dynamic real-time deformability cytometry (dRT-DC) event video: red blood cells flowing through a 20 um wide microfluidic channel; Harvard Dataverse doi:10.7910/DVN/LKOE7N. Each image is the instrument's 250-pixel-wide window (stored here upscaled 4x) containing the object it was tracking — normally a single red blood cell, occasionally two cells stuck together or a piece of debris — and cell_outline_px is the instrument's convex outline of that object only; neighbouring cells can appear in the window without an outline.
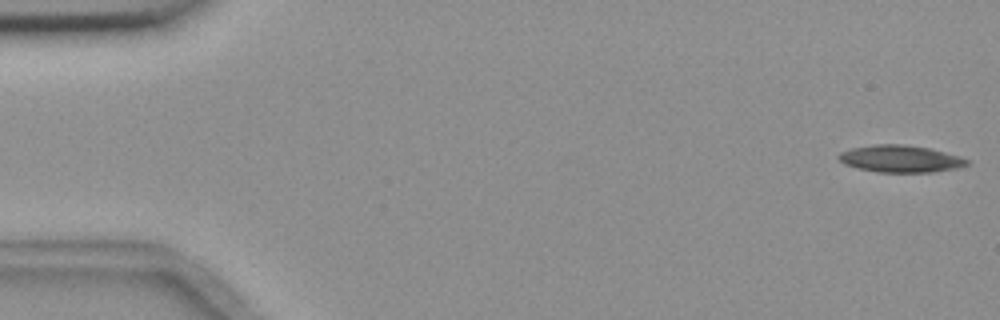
{"species": "common noctule bat (a hibernating species)", "species_latin": "Nyctalus noctula", "temperature_condition": "room temperature", "stored_images_in_passage": 4, "camera_frame_rate_fps": 3000, "um_per_image_px": 0.085, "animal": {"sex": "female", "body_mass_g": 18.4}, "frame": {"image": 1, "passage_image": 1, "time_ms": 0.0, "image_size_px": [1000, 320], "cell_outline_px": [[968, 164], [956, 168], [932, 172], [876, 172], [856, 168], [844, 164], [836, 156], [840, 152], [852, 148], [876, 144], [900, 144], [928, 148], [960, 156], [968, 160]], "centroid_in_image_um": [76.49, 13.5], "position_along_channel_um": 8.5, "area_um2": 20.11}}
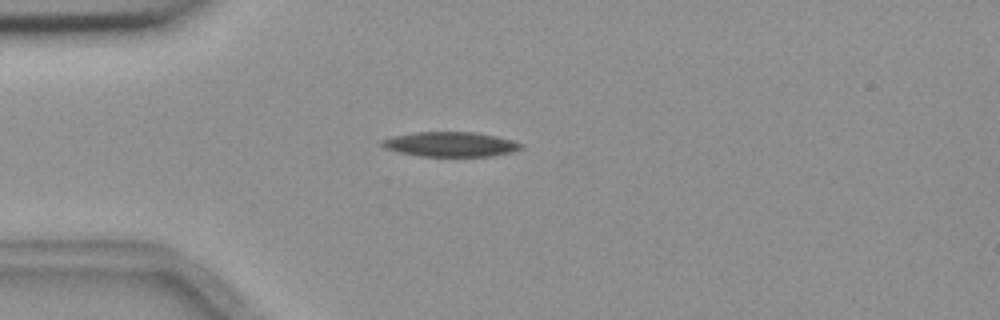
{"frame": {"image": 2, "passage_image": 4, "time_ms": 4.333, "image_size_px": [1000, 320], "cell_outline_px": [[524, 148], [512, 152], [492, 156], [420, 156], [396, 152], [384, 148], [380, 144], [380, 140], [392, 136], [412, 132], [476, 132], [496, 136], [512, 140], [524, 144]], "centroid_in_image_um": [38.27, 12.26], "position_along_channel_um": 46.7, "area_um2": 20.35}}